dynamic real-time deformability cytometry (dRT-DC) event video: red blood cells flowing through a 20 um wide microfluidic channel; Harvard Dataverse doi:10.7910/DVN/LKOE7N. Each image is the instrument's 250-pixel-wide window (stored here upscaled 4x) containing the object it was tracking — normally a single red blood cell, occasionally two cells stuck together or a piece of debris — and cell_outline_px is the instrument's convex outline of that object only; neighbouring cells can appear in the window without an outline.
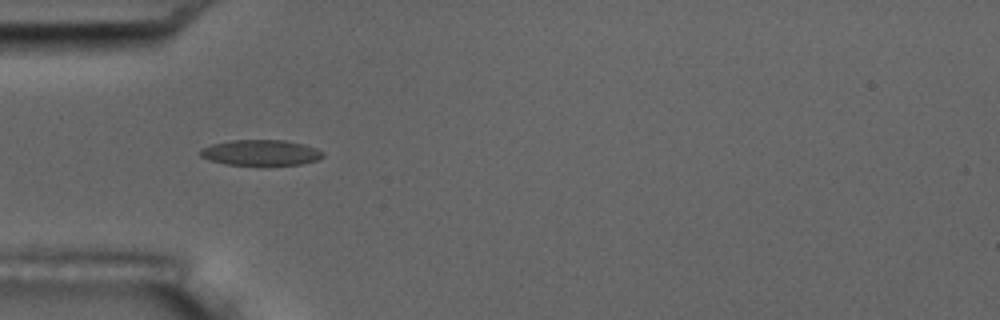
{"species": "common noctule bat (a hibernating species)", "species_latin": "Nyctalus noctula", "temperature_condition": "room temperature", "stored_images_in_passage": 6, "camera_frame_rate_fps": 3000, "um_per_image_px": 0.085, "animal": {"sex": "male", "body_mass_g": 17.5, "forearm_length_mm": 52.3}, "frame": {"image": 1, "passage_image": 4, "time_ms": 3.333, "image_size_px": [1000, 320], "cell_outline_px": [[324, 156], [316, 160], [300, 164], [260, 168], [224, 164], [208, 160], [200, 156], [200, 148], [212, 144], [232, 140], [284, 140], [304, 144], [316, 148], [324, 152]], "centroid_in_image_um": [22.15, 13.02], "position_along_channel_um": 62.9, "area_um2": 19.25}}